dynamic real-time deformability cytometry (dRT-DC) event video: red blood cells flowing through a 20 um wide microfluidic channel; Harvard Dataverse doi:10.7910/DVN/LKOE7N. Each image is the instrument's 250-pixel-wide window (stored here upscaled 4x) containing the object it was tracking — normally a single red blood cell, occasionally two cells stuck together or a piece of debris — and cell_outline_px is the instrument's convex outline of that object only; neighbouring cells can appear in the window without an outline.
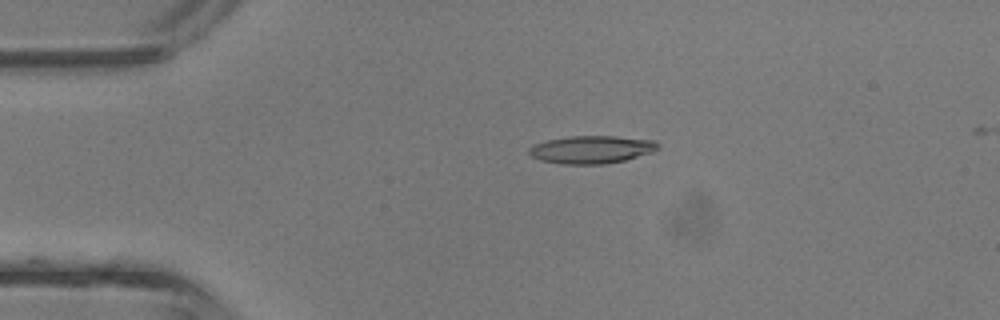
{"species": "common noctule bat (a hibernating species)", "species_latin": "Nyctalus noctula", "temperature_condition": "room temperature", "stored_images_in_passage": 33, "camera_frame_rate_fps": 3000, "um_per_image_px": 0.085, "animal": {"sex": "male", "body_mass_g": 13.3}, "frame": {"image": 1, "passage_image": 1, "time_ms": 0.0, "image_size_px": [1000, 320], "cell_outline_px": [[660, 148], [652, 152], [624, 160], [604, 164], [560, 164], [540, 160], [532, 156], [528, 152], [528, 148], [532, 144], [548, 140], [568, 136], [616, 136], [656, 140], [660, 144]], "centroid_in_image_um": [50.28, 12.7], "position_along_channel_um": 34.7, "area_um2": 21.04}}
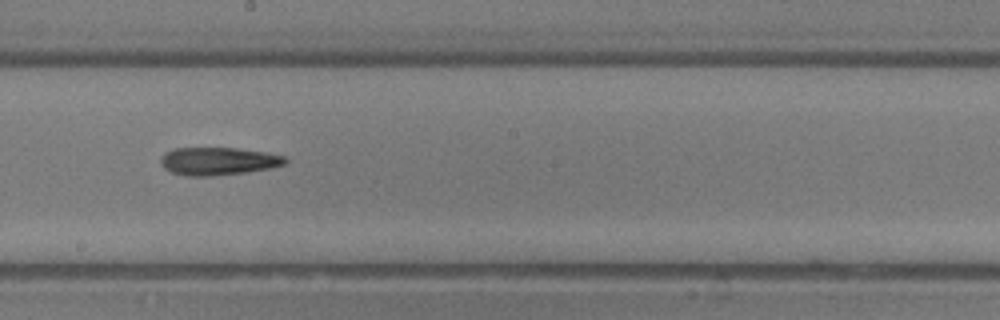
{"frame": {"image": 2, "passage_image": 15, "time_ms": 4.667, "image_size_px": [1000, 320], "cell_outline_px": [[288, 160], [284, 164], [272, 168], [248, 172], [212, 176], [188, 176], [172, 172], [164, 168], [160, 160], [164, 152], [176, 148], [236, 148], [268, 152], [284, 156]], "centroid_in_image_um": [18.57, 13.7], "position_along_channel_um": 229.6, "area_um2": 20.29}}
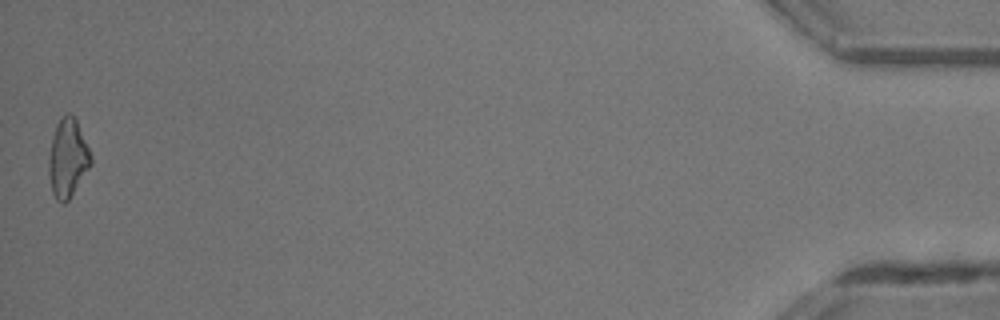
{"frame": {"image": 3, "passage_image": 33, "time_ms": 10.667, "image_size_px": [1000, 320], "cell_outline_px": [[92, 164], [68, 200], [64, 204], [56, 200], [52, 192], [48, 176], [48, 160], [52, 136], [56, 124], [60, 116], [68, 112], [76, 120], [92, 156]], "centroid_in_image_um": [5.73, 13.44], "position_along_channel_um": 429.5, "area_um2": 19.31}}